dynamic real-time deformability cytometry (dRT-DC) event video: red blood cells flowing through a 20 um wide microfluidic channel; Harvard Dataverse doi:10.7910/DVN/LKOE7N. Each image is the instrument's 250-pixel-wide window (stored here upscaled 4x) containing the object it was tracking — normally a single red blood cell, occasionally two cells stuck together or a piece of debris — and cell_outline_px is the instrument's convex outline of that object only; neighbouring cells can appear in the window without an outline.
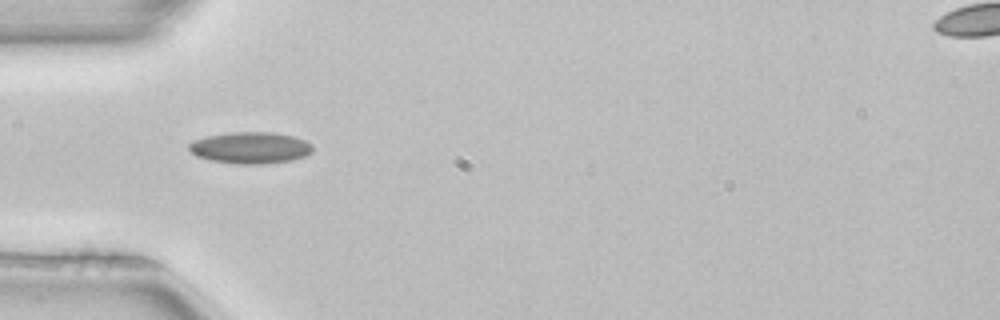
{"species": "common noctule bat (a hibernating species)", "species_latin": "Nyctalus noctula", "temperature_condition": "room temperature", "stored_images_in_passage": 4, "camera_frame_rate_fps": 3000, "um_per_image_px": 0.085, "animal": {"sex": "female", "body_mass_g": 22.7, "forearm_length_mm": 54.2}, "frame": {"image": 1, "passage_image": 4, "time_ms": 1.0, "image_size_px": [1000, 320], "cell_outline_px": [[312, 152], [304, 156], [292, 160], [264, 164], [236, 164], [212, 160], [196, 156], [188, 148], [188, 144], [192, 140], [208, 136], [232, 132], [272, 132], [296, 136], [312, 144]], "centroid_in_image_um": [21.29, 12.56], "position_along_channel_um": 63.7, "area_um2": 22.83}}